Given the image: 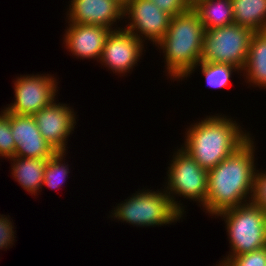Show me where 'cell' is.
<instances>
[{
  "label": "cell",
  "mask_w": 266,
  "mask_h": 266,
  "mask_svg": "<svg viewBox=\"0 0 266 266\" xmlns=\"http://www.w3.org/2000/svg\"><path fill=\"white\" fill-rule=\"evenodd\" d=\"M254 138L251 136L234 153L208 170L207 197L202 211L211 218L251 201L258 165Z\"/></svg>",
  "instance_id": "obj_1"
},
{
  "label": "cell",
  "mask_w": 266,
  "mask_h": 266,
  "mask_svg": "<svg viewBox=\"0 0 266 266\" xmlns=\"http://www.w3.org/2000/svg\"><path fill=\"white\" fill-rule=\"evenodd\" d=\"M240 124L234 117L222 113L207 115L185 128L184 143L180 147L202 168L210 170L253 135Z\"/></svg>",
  "instance_id": "obj_2"
},
{
  "label": "cell",
  "mask_w": 266,
  "mask_h": 266,
  "mask_svg": "<svg viewBox=\"0 0 266 266\" xmlns=\"http://www.w3.org/2000/svg\"><path fill=\"white\" fill-rule=\"evenodd\" d=\"M204 31L192 6L183 13L171 16L167 33L155 45L163 53L165 76L171 82L182 81L201 61Z\"/></svg>",
  "instance_id": "obj_3"
},
{
  "label": "cell",
  "mask_w": 266,
  "mask_h": 266,
  "mask_svg": "<svg viewBox=\"0 0 266 266\" xmlns=\"http://www.w3.org/2000/svg\"><path fill=\"white\" fill-rule=\"evenodd\" d=\"M117 205V206H116ZM108 218L142 228L161 227L183 221V215L173 206L165 189L135 191L127 199L116 203Z\"/></svg>",
  "instance_id": "obj_4"
},
{
  "label": "cell",
  "mask_w": 266,
  "mask_h": 266,
  "mask_svg": "<svg viewBox=\"0 0 266 266\" xmlns=\"http://www.w3.org/2000/svg\"><path fill=\"white\" fill-rule=\"evenodd\" d=\"M224 220L230 248L215 266H224L233 256L266 247V213L251 201L219 212Z\"/></svg>",
  "instance_id": "obj_5"
},
{
  "label": "cell",
  "mask_w": 266,
  "mask_h": 266,
  "mask_svg": "<svg viewBox=\"0 0 266 266\" xmlns=\"http://www.w3.org/2000/svg\"><path fill=\"white\" fill-rule=\"evenodd\" d=\"M178 147L168 164L165 176L167 180L163 182L162 187L173 206L184 216L186 205L181 203L182 200L177 201L178 198L183 197L196 202L202 210L207 197L208 170L202 168L187 152Z\"/></svg>",
  "instance_id": "obj_6"
},
{
  "label": "cell",
  "mask_w": 266,
  "mask_h": 266,
  "mask_svg": "<svg viewBox=\"0 0 266 266\" xmlns=\"http://www.w3.org/2000/svg\"><path fill=\"white\" fill-rule=\"evenodd\" d=\"M254 33L237 23L205 30L201 62L229 64L243 70Z\"/></svg>",
  "instance_id": "obj_7"
},
{
  "label": "cell",
  "mask_w": 266,
  "mask_h": 266,
  "mask_svg": "<svg viewBox=\"0 0 266 266\" xmlns=\"http://www.w3.org/2000/svg\"><path fill=\"white\" fill-rule=\"evenodd\" d=\"M54 74H24L15 78L14 101L3 107L17 115L33 116L58 98L59 81Z\"/></svg>",
  "instance_id": "obj_8"
},
{
  "label": "cell",
  "mask_w": 266,
  "mask_h": 266,
  "mask_svg": "<svg viewBox=\"0 0 266 266\" xmlns=\"http://www.w3.org/2000/svg\"><path fill=\"white\" fill-rule=\"evenodd\" d=\"M170 19V14L161 10L150 0H131L124 8L126 25L121 26H124L126 31L135 35L145 45L150 41V44L152 42L154 46L167 33Z\"/></svg>",
  "instance_id": "obj_9"
},
{
  "label": "cell",
  "mask_w": 266,
  "mask_h": 266,
  "mask_svg": "<svg viewBox=\"0 0 266 266\" xmlns=\"http://www.w3.org/2000/svg\"><path fill=\"white\" fill-rule=\"evenodd\" d=\"M145 44L124 28L111 30L98 63L120 77L132 73L141 62ZM144 50V51H143ZM137 65V66H136ZM120 74V75H119Z\"/></svg>",
  "instance_id": "obj_10"
},
{
  "label": "cell",
  "mask_w": 266,
  "mask_h": 266,
  "mask_svg": "<svg viewBox=\"0 0 266 266\" xmlns=\"http://www.w3.org/2000/svg\"><path fill=\"white\" fill-rule=\"evenodd\" d=\"M57 101L59 100L55 99L33 117L43 138L56 151H68V139L74 133L78 117L74 108L69 106L70 104Z\"/></svg>",
  "instance_id": "obj_11"
},
{
  "label": "cell",
  "mask_w": 266,
  "mask_h": 266,
  "mask_svg": "<svg viewBox=\"0 0 266 266\" xmlns=\"http://www.w3.org/2000/svg\"><path fill=\"white\" fill-rule=\"evenodd\" d=\"M68 2L70 4L66 8V23L101 25L111 30L123 28L117 23L119 21L124 23V7L116 0H70Z\"/></svg>",
  "instance_id": "obj_12"
},
{
  "label": "cell",
  "mask_w": 266,
  "mask_h": 266,
  "mask_svg": "<svg viewBox=\"0 0 266 266\" xmlns=\"http://www.w3.org/2000/svg\"><path fill=\"white\" fill-rule=\"evenodd\" d=\"M63 35L64 48L77 59L100 61L111 29L101 25L68 23Z\"/></svg>",
  "instance_id": "obj_13"
},
{
  "label": "cell",
  "mask_w": 266,
  "mask_h": 266,
  "mask_svg": "<svg viewBox=\"0 0 266 266\" xmlns=\"http://www.w3.org/2000/svg\"><path fill=\"white\" fill-rule=\"evenodd\" d=\"M10 126L16 144L14 156L49 159L57 152L43 138L33 116L10 113Z\"/></svg>",
  "instance_id": "obj_14"
},
{
  "label": "cell",
  "mask_w": 266,
  "mask_h": 266,
  "mask_svg": "<svg viewBox=\"0 0 266 266\" xmlns=\"http://www.w3.org/2000/svg\"><path fill=\"white\" fill-rule=\"evenodd\" d=\"M242 76L248 88L266 89V30L253 34Z\"/></svg>",
  "instance_id": "obj_15"
},
{
  "label": "cell",
  "mask_w": 266,
  "mask_h": 266,
  "mask_svg": "<svg viewBox=\"0 0 266 266\" xmlns=\"http://www.w3.org/2000/svg\"><path fill=\"white\" fill-rule=\"evenodd\" d=\"M47 160L14 156L9 159L11 162L10 176L29 194L38 196V193L42 191Z\"/></svg>",
  "instance_id": "obj_16"
},
{
  "label": "cell",
  "mask_w": 266,
  "mask_h": 266,
  "mask_svg": "<svg viewBox=\"0 0 266 266\" xmlns=\"http://www.w3.org/2000/svg\"><path fill=\"white\" fill-rule=\"evenodd\" d=\"M205 30L234 23L231 0H199L192 5Z\"/></svg>",
  "instance_id": "obj_17"
},
{
  "label": "cell",
  "mask_w": 266,
  "mask_h": 266,
  "mask_svg": "<svg viewBox=\"0 0 266 266\" xmlns=\"http://www.w3.org/2000/svg\"><path fill=\"white\" fill-rule=\"evenodd\" d=\"M234 23L253 32L266 30V0H231Z\"/></svg>",
  "instance_id": "obj_18"
},
{
  "label": "cell",
  "mask_w": 266,
  "mask_h": 266,
  "mask_svg": "<svg viewBox=\"0 0 266 266\" xmlns=\"http://www.w3.org/2000/svg\"><path fill=\"white\" fill-rule=\"evenodd\" d=\"M197 69H199V72L201 71V74L203 75V77H205L204 79L206 85H208V87L212 89L227 88L230 80H233L231 79L232 76L236 72V74H240L239 76H242V70L232 65L200 61L182 80L184 81L189 78L192 73L194 74L195 72H197Z\"/></svg>",
  "instance_id": "obj_19"
},
{
  "label": "cell",
  "mask_w": 266,
  "mask_h": 266,
  "mask_svg": "<svg viewBox=\"0 0 266 266\" xmlns=\"http://www.w3.org/2000/svg\"><path fill=\"white\" fill-rule=\"evenodd\" d=\"M67 154V151H57L47 160L42 188L43 186H46L47 188H50V190H59V188L66 182L68 174L71 172L68 162L65 161Z\"/></svg>",
  "instance_id": "obj_20"
},
{
  "label": "cell",
  "mask_w": 266,
  "mask_h": 266,
  "mask_svg": "<svg viewBox=\"0 0 266 266\" xmlns=\"http://www.w3.org/2000/svg\"><path fill=\"white\" fill-rule=\"evenodd\" d=\"M16 151L15 140L13 139L10 126V113L5 109L0 111V158L10 159ZM0 159V160H2Z\"/></svg>",
  "instance_id": "obj_21"
},
{
  "label": "cell",
  "mask_w": 266,
  "mask_h": 266,
  "mask_svg": "<svg viewBox=\"0 0 266 266\" xmlns=\"http://www.w3.org/2000/svg\"><path fill=\"white\" fill-rule=\"evenodd\" d=\"M224 266H266V247L233 256Z\"/></svg>",
  "instance_id": "obj_22"
},
{
  "label": "cell",
  "mask_w": 266,
  "mask_h": 266,
  "mask_svg": "<svg viewBox=\"0 0 266 266\" xmlns=\"http://www.w3.org/2000/svg\"><path fill=\"white\" fill-rule=\"evenodd\" d=\"M251 202L266 213V170L256 169Z\"/></svg>",
  "instance_id": "obj_23"
},
{
  "label": "cell",
  "mask_w": 266,
  "mask_h": 266,
  "mask_svg": "<svg viewBox=\"0 0 266 266\" xmlns=\"http://www.w3.org/2000/svg\"><path fill=\"white\" fill-rule=\"evenodd\" d=\"M10 215L0 214V250H8L13 247L16 236V230H14L15 224L13 220L11 221Z\"/></svg>",
  "instance_id": "obj_24"
},
{
  "label": "cell",
  "mask_w": 266,
  "mask_h": 266,
  "mask_svg": "<svg viewBox=\"0 0 266 266\" xmlns=\"http://www.w3.org/2000/svg\"><path fill=\"white\" fill-rule=\"evenodd\" d=\"M161 10L166 11L171 16L187 11L191 5L188 0H150Z\"/></svg>",
  "instance_id": "obj_25"
},
{
  "label": "cell",
  "mask_w": 266,
  "mask_h": 266,
  "mask_svg": "<svg viewBox=\"0 0 266 266\" xmlns=\"http://www.w3.org/2000/svg\"><path fill=\"white\" fill-rule=\"evenodd\" d=\"M124 8L131 2V0H116Z\"/></svg>",
  "instance_id": "obj_26"
},
{
  "label": "cell",
  "mask_w": 266,
  "mask_h": 266,
  "mask_svg": "<svg viewBox=\"0 0 266 266\" xmlns=\"http://www.w3.org/2000/svg\"><path fill=\"white\" fill-rule=\"evenodd\" d=\"M188 1H189L190 5L192 6L194 3H196L199 0H188Z\"/></svg>",
  "instance_id": "obj_27"
}]
</instances>
